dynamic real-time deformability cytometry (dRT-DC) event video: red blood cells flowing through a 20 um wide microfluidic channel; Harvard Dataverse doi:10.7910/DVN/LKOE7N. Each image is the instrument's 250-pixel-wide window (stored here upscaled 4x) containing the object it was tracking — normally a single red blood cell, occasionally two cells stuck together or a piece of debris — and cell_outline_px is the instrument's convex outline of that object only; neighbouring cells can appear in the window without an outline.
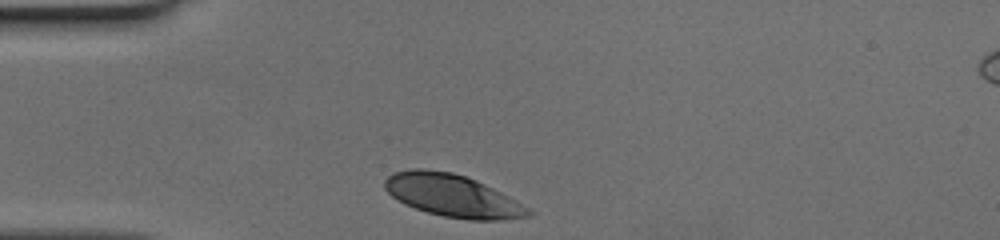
{"species": "human", "species_latin": "Homo sapiens", "temperature_condition": "cold", "stored_images_in_passage": 27, "camera_frame_rate_fps": 3000, "um_per_image_px": 0.085, "donor": {"sex": "female"}, "frame": {"image": 1, "passage_image": 1, "time_ms": 0.0, "image_size_px": [1000, 240], "cell_outline_px": [[532, 212], [528, 216], [500, 220], [468, 220], [444, 216], [428, 212], [404, 204], [392, 196], [384, 188], [384, 180], [392, 172], [412, 168], [424, 168], [452, 172], [476, 180], [508, 196], [528, 208]], "centroid_in_image_um": [38.4, 16.61], "position_along_channel_um": 46.6, "area_um2": 35.26}}
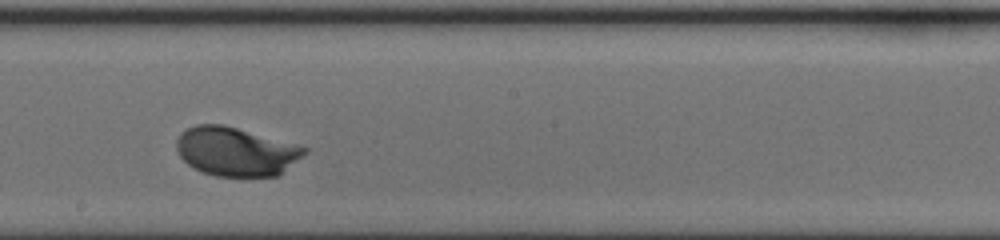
{"frame": {"image": 2, "passage_image": 16, "time_ms": 5.0, "image_size_px": [1000, 240], "cell_outline_px": [[308, 152], [280, 176], [216, 176], [204, 172], [188, 164], [180, 156], [176, 148], [176, 140], [180, 132], [196, 124], [224, 124], [308, 148]], "centroid_in_image_um": [20.06, 12.88], "position_along_channel_um": 228.1, "area_um2": 36.36}}
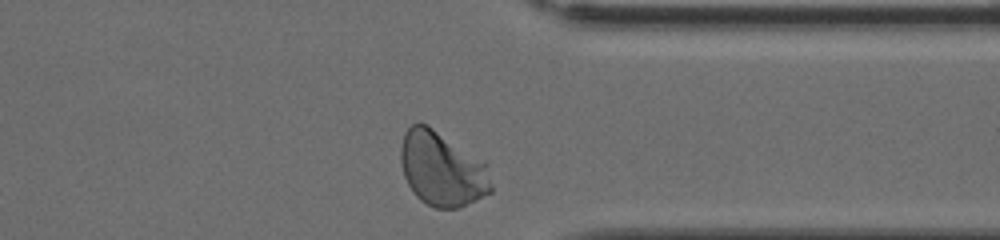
{"frame": {"image": 3, "passage_image": 27, "time_ms": 8.667, "image_size_px": [1000, 240], "cell_outline_px": [[492, 192], [456, 208], [436, 208], [420, 200], [416, 196], [408, 184], [404, 176], [400, 160], [400, 148], [404, 132], [412, 124], [428, 124], [484, 160], [488, 164], [492, 188]], "centroid_in_image_um": [37.58, 14.34], "position_along_channel_um": 373.8, "area_um2": 39.42}}